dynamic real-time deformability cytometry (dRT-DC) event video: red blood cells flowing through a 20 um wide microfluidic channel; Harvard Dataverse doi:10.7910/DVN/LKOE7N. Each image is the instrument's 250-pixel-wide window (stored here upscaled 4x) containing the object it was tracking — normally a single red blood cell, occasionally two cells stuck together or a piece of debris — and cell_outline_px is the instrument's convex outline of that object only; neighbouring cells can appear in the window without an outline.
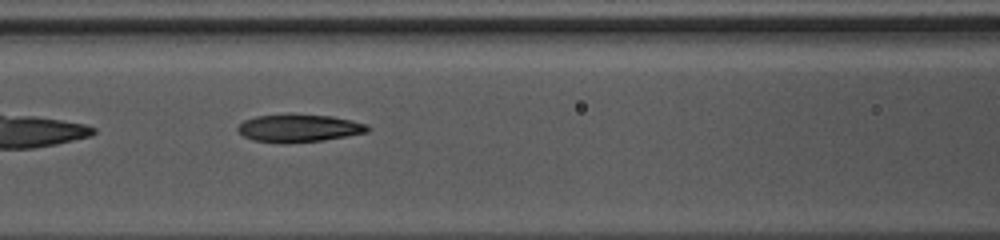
{"species": "common noctule bat (a hibernating species)", "species_latin": "Nyctalus noctula", "temperature_condition": "warm", "stored_images_in_passage": 22, "camera_frame_rate_fps": 3000, "um_per_image_px": 0.085, "animal": {"sex": "female", "body_mass_g": 10.0, "forearm_length_mm": 53.1}, "frame": {"image": 1, "passage_image": 7, "time_ms": 2.0, "image_size_px": [1000, 240], "cell_outline_px": [[372, 128], [368, 132], [324, 140], [284, 144], [252, 140], [244, 136], [236, 128], [244, 120], [256, 116], [332, 116], [352, 120], [368, 124]], "centroid_in_image_um": [25.45, 10.93], "position_along_channel_um": 141.1, "area_um2": 20.58}}
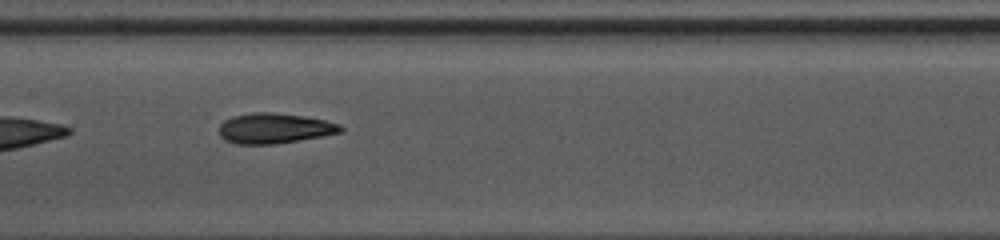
{"frame": {"image": 2, "passage_image": 10, "time_ms": 3.0, "image_size_px": [1000, 240], "cell_outline_px": [[344, 132], [276, 144], [236, 144], [224, 140], [220, 136], [220, 124], [224, 120], [232, 116], [252, 112], [272, 112], [304, 116], [324, 120], [340, 124], [344, 128]], "centroid_in_image_um": [23.32, 10.9], "position_along_channel_um": 184.1, "area_um2": 21.56}}